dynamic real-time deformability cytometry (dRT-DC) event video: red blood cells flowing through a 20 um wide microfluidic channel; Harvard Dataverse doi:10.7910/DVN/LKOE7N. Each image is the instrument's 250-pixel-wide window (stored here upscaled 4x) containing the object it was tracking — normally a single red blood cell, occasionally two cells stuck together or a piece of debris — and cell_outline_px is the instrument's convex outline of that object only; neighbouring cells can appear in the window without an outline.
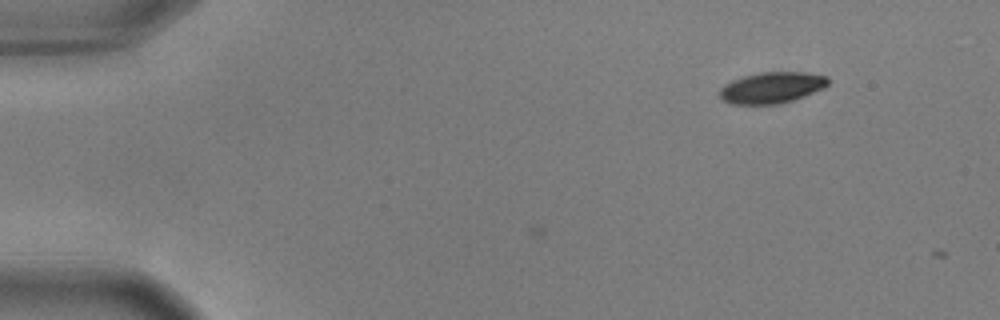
{"species": "common noctule bat (a hibernating species)", "species_latin": "Nyctalus noctula", "temperature_condition": "warm", "stored_images_in_passage": 3, "camera_frame_rate_fps": 3000, "um_per_image_px": 0.085, "animal": {"sex": "male", "body_mass_g": 17.9, "forearm_length_mm": 54.2}, "frame": {"image": 1, "passage_image": 1, "time_ms": 0.0, "image_size_px": [1000, 320], "cell_outline_px": [[828, 84], [824, 88], [804, 96], [780, 104], [732, 104], [724, 100], [720, 96], [720, 88], [724, 84], [732, 80], [744, 76], [760, 72], [804, 72], [828, 76]], "centroid_in_image_um": [65.61, 7.44], "position_along_channel_um": 19.4, "area_um2": 19.65}}